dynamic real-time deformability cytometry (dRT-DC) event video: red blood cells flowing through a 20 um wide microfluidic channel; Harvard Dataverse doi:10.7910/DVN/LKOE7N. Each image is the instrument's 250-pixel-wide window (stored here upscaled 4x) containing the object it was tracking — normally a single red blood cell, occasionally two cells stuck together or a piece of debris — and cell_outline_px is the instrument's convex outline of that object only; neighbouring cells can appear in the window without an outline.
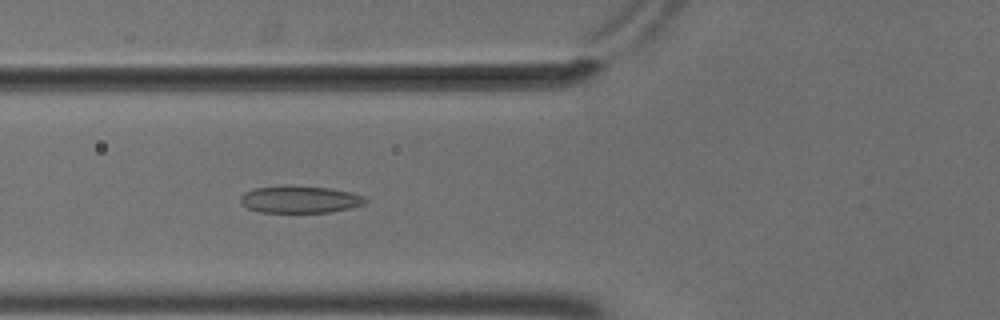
{"species": "common noctule bat (a hibernating species)", "species_latin": "Nyctalus noctula", "temperature_condition": "cold", "stored_images_in_passage": 8, "camera_frame_rate_fps": 3000, "um_per_image_px": 0.085, "animal": {"sex": "male", "body_mass_g": 18.8}, "frame": {"image": 1, "passage_image": 6, "time_ms": 1.667, "image_size_px": [1000, 320], "cell_outline_px": [[368, 200], [364, 204], [332, 212], [260, 212], [248, 208], [240, 204], [240, 196], [244, 192], [256, 188], [288, 184], [328, 188], [348, 192], [364, 196]], "centroid_in_image_um": [25.44, 16.94], "position_along_channel_um": 100.4, "area_um2": 19.88}}
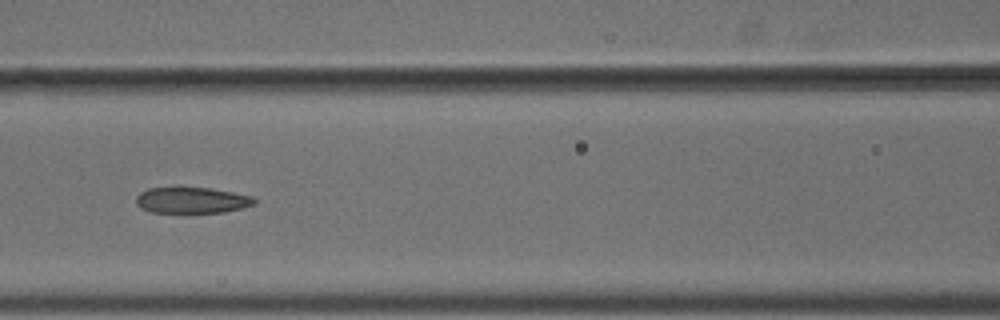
{"frame": {"image": 2, "passage_image": 7, "time_ms": 2.0, "image_size_px": [1000, 320], "cell_outline_px": [[256, 204], [244, 208], [224, 212], [152, 212], [140, 208], [136, 204], [136, 196], [140, 192], [148, 188], [212, 188], [252, 196], [256, 200]], "centroid_in_image_um": [16.32, 17.02], "position_along_channel_um": 150.3, "area_um2": 17.92}}
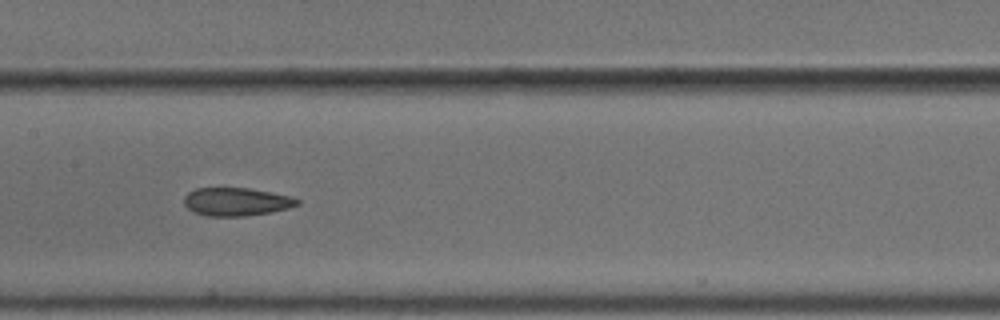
{"frame": {"image": 3, "passage_image": 8, "time_ms": 2.333, "image_size_px": [1000, 320], "cell_outline_px": [[300, 204], [288, 208], [272, 212], [244, 216], [204, 216], [192, 212], [184, 204], [184, 196], [188, 192], [196, 188], [248, 188], [292, 196], [300, 200]], "centroid_in_image_um": [20.08, 17.15], "position_along_channel_um": 187.3, "area_um2": 18.73}}